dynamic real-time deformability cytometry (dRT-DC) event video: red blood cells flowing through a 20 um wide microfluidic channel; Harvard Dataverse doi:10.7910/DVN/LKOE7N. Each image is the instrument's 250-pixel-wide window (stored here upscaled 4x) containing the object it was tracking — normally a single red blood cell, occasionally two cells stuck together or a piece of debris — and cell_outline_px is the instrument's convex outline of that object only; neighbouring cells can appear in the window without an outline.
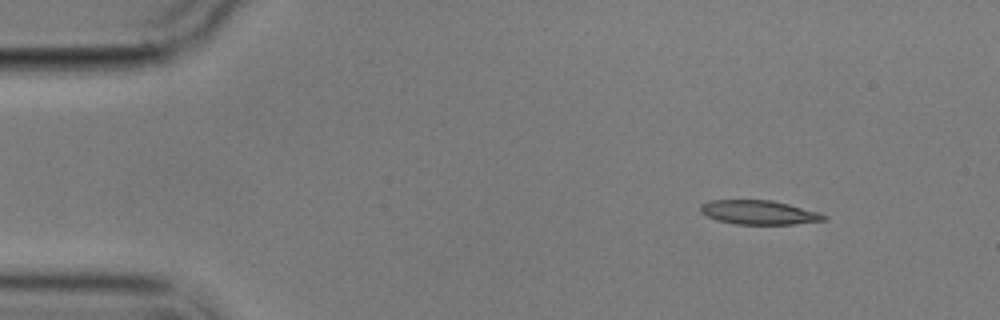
{"species": "common noctule bat (a hibernating species)", "species_latin": "Nyctalus noctula", "temperature_condition": "cold", "stored_images_in_passage": 9, "camera_frame_rate_fps": 3000, "um_per_image_px": 0.085, "animal": {"sex": "male", "body_mass_g": 17.9}, "frame": {"image": 1, "passage_image": 1, "time_ms": 0.0, "image_size_px": [1000, 320], "cell_outline_px": [[828, 220], [792, 224], [736, 224], [716, 220], [700, 212], [700, 204], [712, 200], [772, 200], [820, 212], [828, 216]], "centroid_in_image_um": [64.53, 18.05], "position_along_channel_um": 20.5, "area_um2": 17.4}}
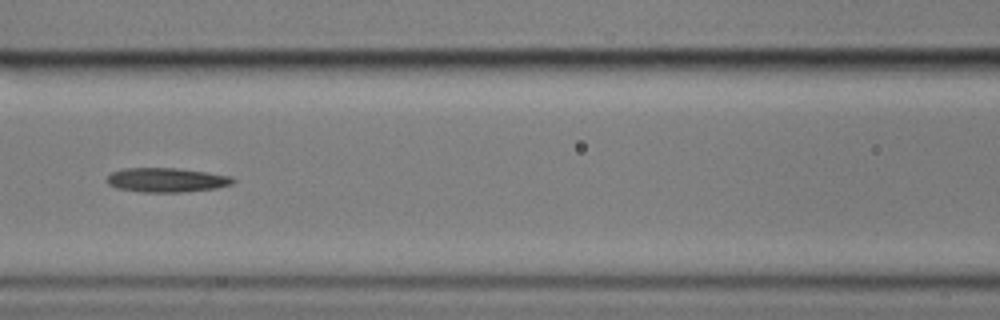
{"frame": {"image": 2, "passage_image": 6, "time_ms": 6.0, "image_size_px": [1000, 320], "cell_outline_px": [[236, 180], [232, 184], [216, 188], [180, 192], [140, 192], [116, 188], [108, 184], [108, 176], [112, 172], [124, 168], [176, 168], [232, 176]], "centroid_in_image_um": [14.15, 15.3], "position_along_channel_um": 152.4, "area_um2": 17.74}}
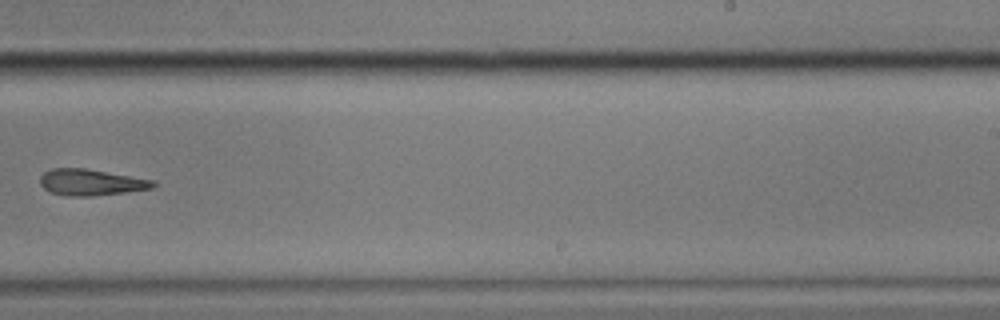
{"frame": {"image": 3, "passage_image": 9, "time_ms": 9.667, "image_size_px": [1000, 320], "cell_outline_px": [[156, 184], [152, 188], [124, 192], [92, 196], [68, 196], [52, 192], [44, 188], [40, 184], [40, 176], [44, 172], [52, 168], [84, 168], [156, 180]], "centroid_in_image_um": [7.73, 15.49], "position_along_channel_um": 281.3, "area_um2": 17.22}}